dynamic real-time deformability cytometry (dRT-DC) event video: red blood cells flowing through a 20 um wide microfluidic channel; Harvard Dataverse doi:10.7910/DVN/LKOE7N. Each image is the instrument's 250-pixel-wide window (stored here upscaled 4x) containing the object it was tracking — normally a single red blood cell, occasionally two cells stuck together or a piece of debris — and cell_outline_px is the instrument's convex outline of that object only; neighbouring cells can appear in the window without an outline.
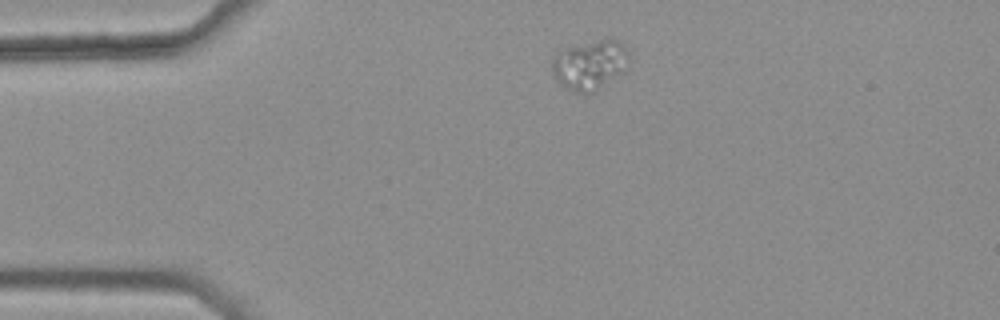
{"species": "common noctule bat (a hibernating species)", "species_latin": "Nyctalus noctula", "temperature_condition": "warm", "stored_images_in_passage": 2, "camera_frame_rate_fps": 3000, "um_per_image_px": 0.085, "animal": {"sex": "female", "body_mass_g": 25.1}, "frame": {"image": 1, "passage_image": 1, "time_ms": 0.0, "image_size_px": [1000, 320], "cell_outline_px": [[628, 72], [596, 92], [588, 96], [572, 92], [560, 84], [556, 80], [552, 72], [552, 56], [568, 48], [600, 40], [620, 40], [624, 44], [628, 52]], "centroid_in_image_um": [50.2, 5.6], "position_along_channel_um": 34.8, "area_um2": 22.89}}